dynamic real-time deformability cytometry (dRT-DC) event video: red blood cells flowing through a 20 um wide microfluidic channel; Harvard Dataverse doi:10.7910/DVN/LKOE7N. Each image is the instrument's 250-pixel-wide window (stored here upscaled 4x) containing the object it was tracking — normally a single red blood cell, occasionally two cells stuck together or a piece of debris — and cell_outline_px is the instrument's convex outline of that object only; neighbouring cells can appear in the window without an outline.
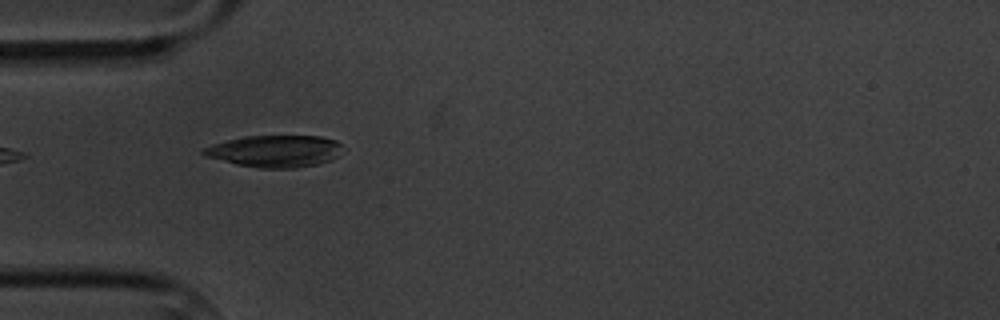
{"species": "common noctule bat (a hibernating species)", "species_latin": "Nyctalus noctula", "temperature_condition": "cold", "stored_images_in_passage": 6, "camera_frame_rate_fps": 3000, "um_per_image_px": 0.085, "animal": {"sex": "male", "body_mass_g": 20.1, "forearm_length_mm": 53.5}, "frame": {"image": 1, "passage_image": 5, "time_ms": 4.333, "image_size_px": [1000, 320], "cell_outline_px": [[340, 156], [332, 160], [320, 164], [296, 168], [260, 168], [236, 164], [204, 156], [200, 152], [204, 148], [212, 144], [244, 136], [320, 136], [336, 140], [340, 144]], "centroid_in_image_um": [23.38, 12.85], "position_along_channel_um": 61.6, "area_um2": 26.01}}
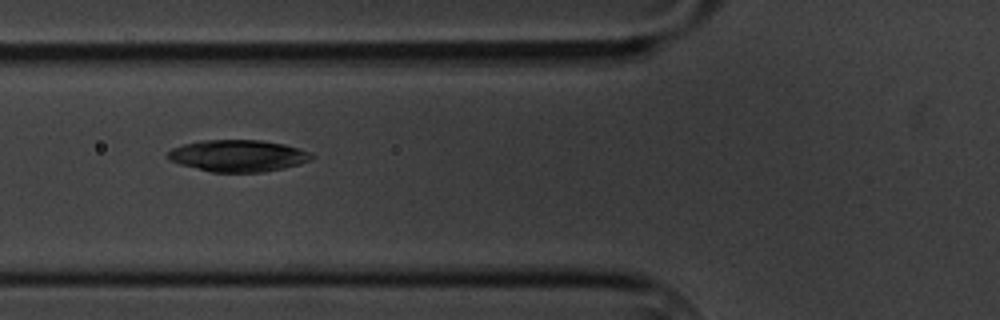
{"frame": {"image": 2, "passage_image": 6, "time_ms": 5.667, "image_size_px": [1000, 320], "cell_outline_px": [[316, 156], [312, 160], [300, 164], [284, 168], [264, 172], [212, 172], [180, 164], [172, 160], [168, 156], [168, 152], [172, 148], [184, 144], [204, 140], [260, 140], [284, 144], [300, 148], [312, 152]], "centroid_in_image_um": [20.32, 13.24], "position_along_channel_um": 105.5, "area_um2": 26.65}}